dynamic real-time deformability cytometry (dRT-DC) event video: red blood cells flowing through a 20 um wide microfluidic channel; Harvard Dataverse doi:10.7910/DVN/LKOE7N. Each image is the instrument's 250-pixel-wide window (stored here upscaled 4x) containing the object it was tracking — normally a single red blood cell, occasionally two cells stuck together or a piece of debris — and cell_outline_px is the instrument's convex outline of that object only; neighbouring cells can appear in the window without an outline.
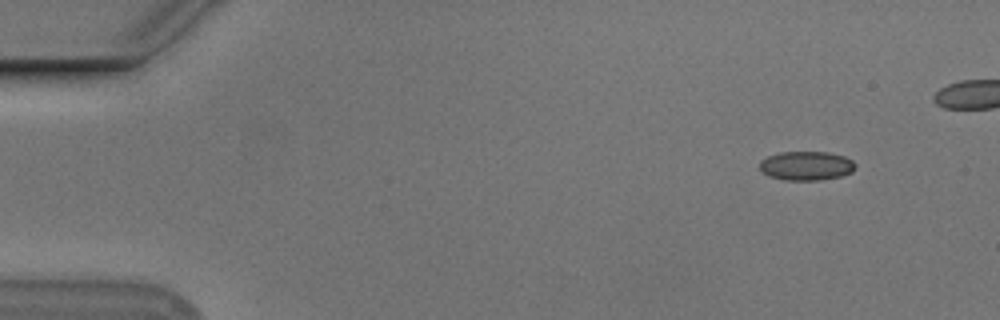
{"species": "Egyptian fruit bat (a non-hibernating species)", "species_latin": "Rousettus aegyptiacus", "temperature_condition": "cold", "stored_images_in_passage": 45, "camera_frame_rate_fps": 3000, "um_per_image_px": 0.085, "animal": {"sex": "male"}, "frame": {"image": 1, "passage_image": 1, "time_ms": 0.0, "image_size_px": [1000, 320], "cell_outline_px": [[856, 168], [852, 172], [840, 176], [820, 180], [784, 180], [768, 176], [760, 168], [760, 160], [768, 156], [780, 152], [828, 152], [844, 156], [852, 160], [856, 164]], "centroid_in_image_um": [68.55, 14.09], "position_along_channel_um": 16.5, "area_um2": 16.24}}
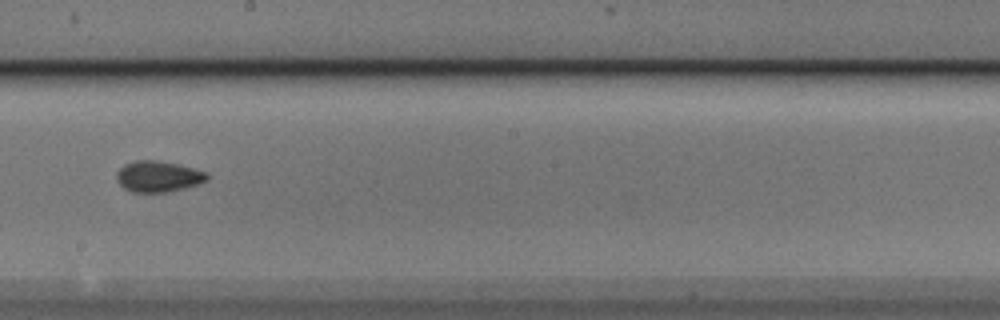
{"frame": {"image": 2, "passage_image": 27, "time_ms": 8.667, "image_size_px": [1000, 320], "cell_outline_px": [[208, 180], [184, 188], [168, 192], [132, 192], [124, 188], [116, 180], [116, 172], [124, 164], [136, 160], [156, 160], [176, 164], [208, 172]], "centroid_in_image_um": [13.42, 15.0], "position_along_channel_um": 234.8, "area_um2": 16.3}}
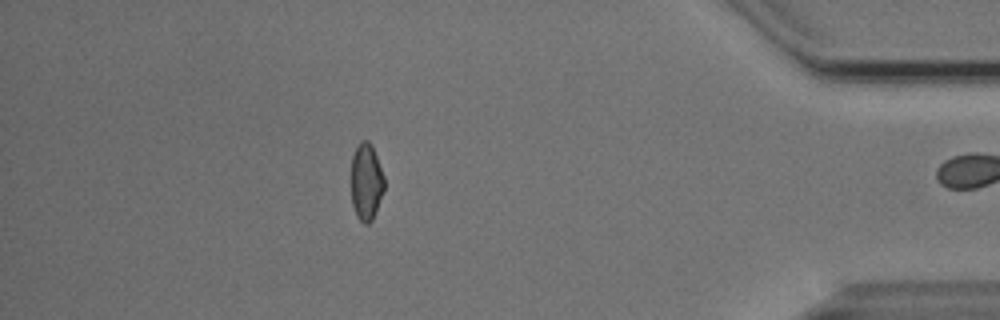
{"frame": {"image": 3, "passage_image": 44, "time_ms": 14.333, "image_size_px": [1000, 320], "cell_outline_px": [[384, 192], [372, 220], [368, 224], [364, 224], [356, 216], [352, 204], [352, 156], [360, 140], [368, 140], [372, 144], [384, 176]], "centroid_in_image_um": [31.14, 15.45], "position_along_channel_um": 404.1, "area_um2": 14.91}, "authors_computed_cell_mechanics": {"area_um2": 16.2418, "velocity_mm_per_s": 3.7616, "shape_relaxation_time_tau1_ms": 3.3173, "shape_relaxation_time_tau2_ms": 6.5191, "deformation_change_tau1": 0.0636, "deformation_change_tau2": 0.071}}